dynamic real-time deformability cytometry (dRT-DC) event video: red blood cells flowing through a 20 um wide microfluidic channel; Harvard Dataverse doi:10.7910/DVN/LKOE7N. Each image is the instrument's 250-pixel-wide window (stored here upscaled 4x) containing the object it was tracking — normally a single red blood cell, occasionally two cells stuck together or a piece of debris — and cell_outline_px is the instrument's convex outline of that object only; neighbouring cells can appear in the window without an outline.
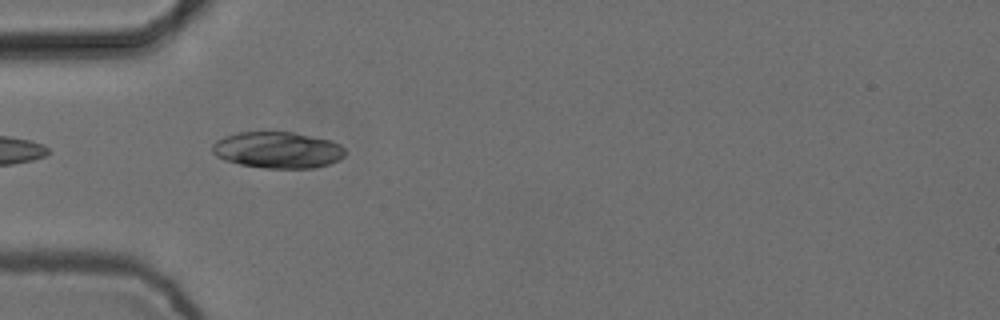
{"species": "common noctule bat (a hibernating species)", "species_latin": "Nyctalus noctula", "temperature_condition": "cold", "stored_images_in_passage": 2, "camera_frame_rate_fps": 3000, "um_per_image_px": 0.085, "animal": {"sex": "female", "body_mass_g": 24.6, "forearm_length_mm": 56.2}, "frame": {"image": 1, "passage_image": 1, "time_ms": 0.0, "image_size_px": [1000, 320], "cell_outline_px": [[348, 152], [340, 160], [328, 164], [312, 168], [264, 168], [240, 164], [224, 160], [216, 156], [212, 152], [212, 144], [216, 140], [224, 136], [236, 132], [268, 128], [276, 128], [332, 140], [340, 144]], "centroid_in_image_um": [23.59, 12.69], "position_along_channel_um": 61.4, "area_um2": 29.48}}
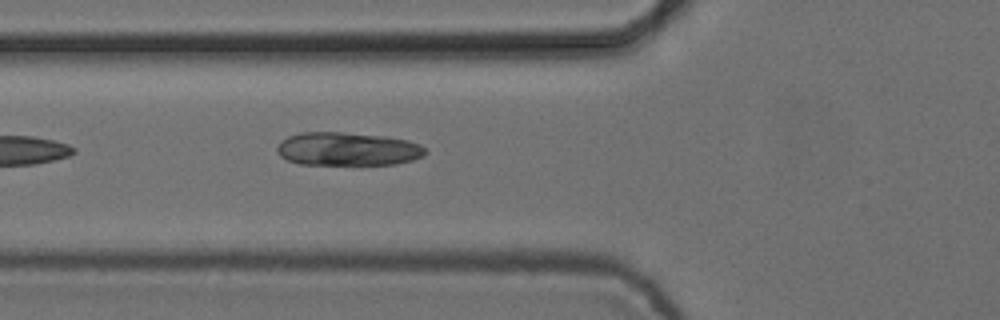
{"frame": {"image": 2, "passage_image": 2, "time_ms": 0.333, "image_size_px": [1000, 320], "cell_outline_px": [[428, 152], [424, 156], [412, 160], [396, 164], [300, 164], [288, 160], [280, 156], [276, 152], [276, 148], [288, 136], [300, 132], [344, 132], [384, 136], [408, 140], [420, 144]], "centroid_in_image_um": [29.57, 12.66], "position_along_channel_um": 96.2, "area_um2": 28.84}}